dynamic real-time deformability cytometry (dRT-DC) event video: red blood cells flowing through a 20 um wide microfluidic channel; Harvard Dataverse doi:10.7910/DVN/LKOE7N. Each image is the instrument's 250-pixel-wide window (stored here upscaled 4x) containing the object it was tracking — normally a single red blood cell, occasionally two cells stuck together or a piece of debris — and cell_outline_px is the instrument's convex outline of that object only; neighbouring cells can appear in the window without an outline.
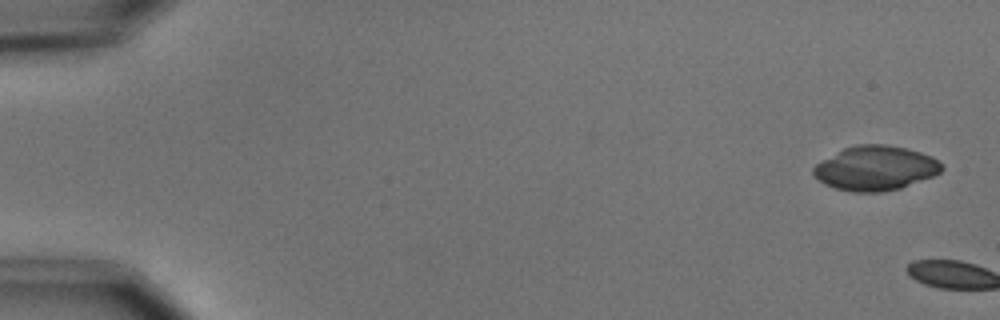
{"species": "common noctule bat (a hibernating species)", "species_latin": "Nyctalus noctula", "temperature_condition": "cold", "stored_images_in_passage": 6, "camera_frame_rate_fps": 3000, "um_per_image_px": 0.085, "animal": {"sex": "male", "body_mass_g": 15.6}, "frame": {"image": 1, "passage_image": 1, "time_ms": 0.0, "image_size_px": [1000, 320], "cell_outline_px": [[944, 168], [940, 172], [932, 176], [900, 188], [880, 192], [852, 192], [836, 188], [824, 184], [812, 172], [812, 168], [816, 164], [844, 148], [856, 144], [884, 144], [904, 148], [920, 152], [932, 156]], "centroid_in_image_um": [74.4, 14.29], "position_along_channel_um": 10.6, "area_um2": 32.89}}
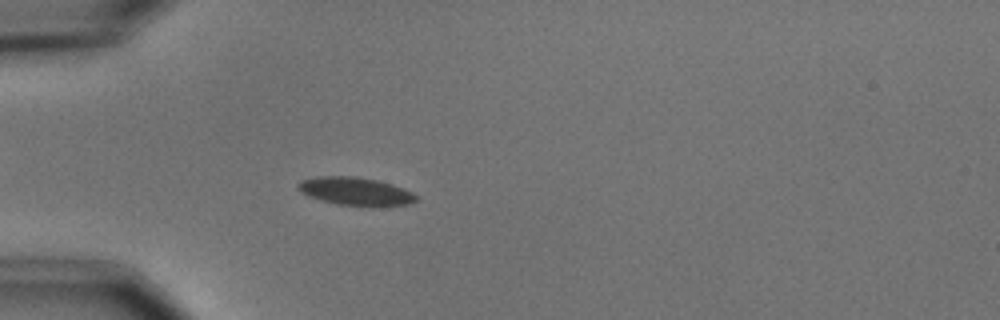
{"frame": {"image": 2, "passage_image": 6, "time_ms": 6.0, "image_size_px": [1000, 320], "cell_outline_px": [[420, 196], [416, 200], [408, 204], [372, 208], [336, 204], [320, 200], [308, 196], [300, 192], [296, 188], [296, 184], [300, 180], [320, 176], [352, 176], [376, 180], [392, 184], [404, 188]], "centroid_in_image_um": [30.22, 16.29], "position_along_channel_um": 54.8, "area_um2": 19.88}}